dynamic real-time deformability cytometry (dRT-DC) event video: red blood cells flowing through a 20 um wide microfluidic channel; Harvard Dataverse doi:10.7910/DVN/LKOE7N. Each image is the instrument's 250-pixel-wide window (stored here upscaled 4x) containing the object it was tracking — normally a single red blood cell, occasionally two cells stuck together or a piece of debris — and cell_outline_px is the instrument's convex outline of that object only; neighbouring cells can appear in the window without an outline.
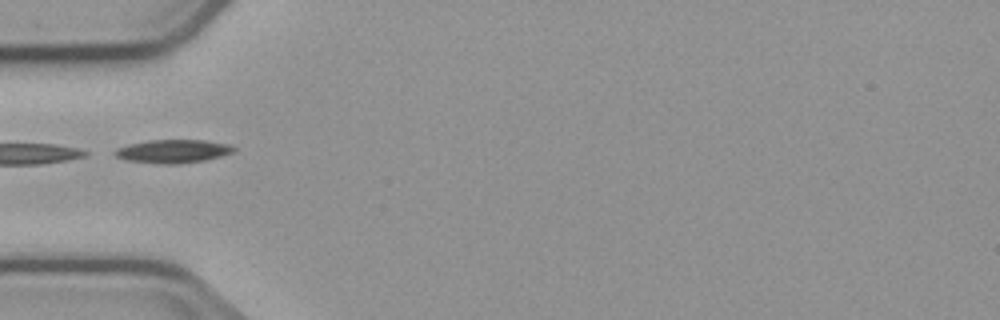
{"species": "common noctule bat (a hibernating species)", "species_latin": "Nyctalus noctula", "temperature_condition": "cold", "stored_images_in_passage": 5, "camera_frame_rate_fps": 3000, "um_per_image_px": 0.085, "animal": {"sex": "male", "body_mass_g": 23.1, "forearm_length_mm": 52.7}, "frame": {"image": 1, "passage_image": 5, "time_ms": 4.333, "image_size_px": [1000, 320], "cell_outline_px": [[236, 148], [232, 152], [220, 156], [204, 160], [180, 164], [160, 164], [124, 160], [116, 156], [112, 152], [116, 148], [128, 144], [148, 140], [204, 140], [228, 144]], "centroid_in_image_um": [14.64, 12.86], "position_along_channel_um": 70.4, "area_um2": 16.24}}